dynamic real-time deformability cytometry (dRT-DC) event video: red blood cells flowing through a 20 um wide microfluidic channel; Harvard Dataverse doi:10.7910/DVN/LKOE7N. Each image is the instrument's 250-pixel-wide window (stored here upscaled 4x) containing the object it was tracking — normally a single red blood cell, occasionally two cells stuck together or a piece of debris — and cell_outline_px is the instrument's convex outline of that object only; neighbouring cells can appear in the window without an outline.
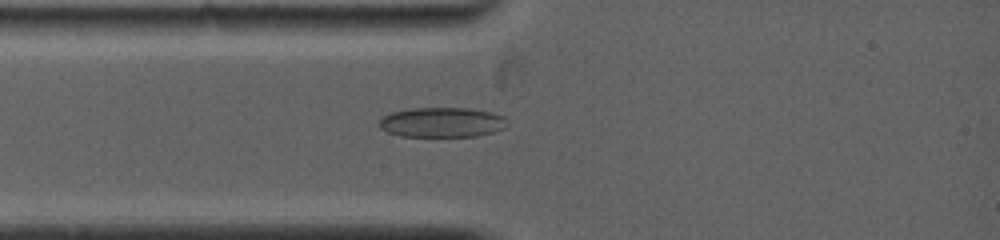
{"species": "common noctule bat (a hibernating species)", "species_latin": "Nyctalus noctula", "temperature_condition": "warm", "stored_images_in_passage": 16, "camera_frame_rate_fps": 5000, "um_per_image_px": 0.085, "animal": {"sex": "female", "body_mass_g": 19.0, "forearm_length_mm": 53.3}, "frame": {"image": 1, "passage_image": 5, "time_ms": 1.8, "image_size_px": [1000, 240], "cell_outline_px": [[504, 128], [492, 132], [476, 136], [400, 136], [388, 132], [380, 128], [380, 116], [392, 112], [412, 108], [468, 108], [492, 112], [504, 116]], "centroid_in_image_um": [37.52, 10.39], "position_along_channel_um": 47.5, "area_um2": 22.14}}
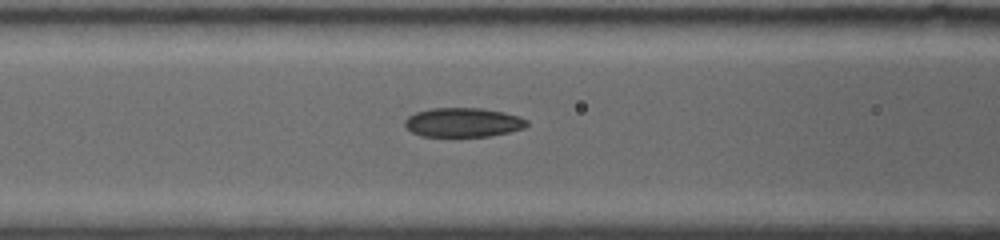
{"frame": {"image": 2, "passage_image": 10, "time_ms": 3.8, "image_size_px": [1000, 240], "cell_outline_px": [[528, 124], [524, 128], [508, 132], [488, 136], [420, 136], [412, 132], [404, 124], [404, 120], [408, 116], [416, 112], [432, 108], [480, 108], [504, 112], [520, 116], [528, 120]], "centroid_in_image_um": [39.36, 10.4], "position_along_channel_um": 127.2, "area_um2": 20.75}}
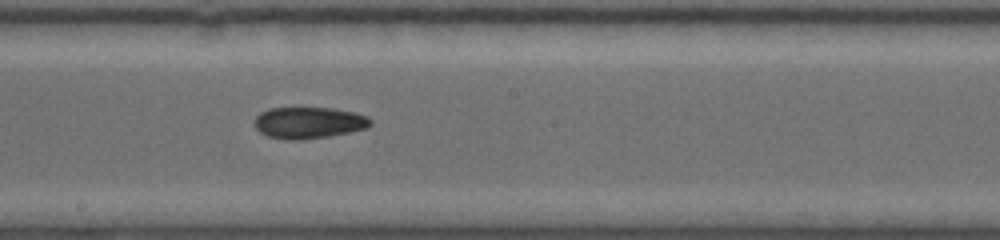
{"frame": {"image": 3, "passage_image": 16, "time_ms": 6.2, "image_size_px": [1000, 240], "cell_outline_px": [[372, 124], [364, 128], [332, 136], [300, 140], [284, 140], [268, 136], [260, 132], [252, 124], [252, 120], [260, 112], [268, 108], [332, 108], [352, 112], [368, 116], [372, 120]], "centroid_in_image_um": [26.18, 10.43], "position_along_channel_um": 222.0, "area_um2": 21.5}}